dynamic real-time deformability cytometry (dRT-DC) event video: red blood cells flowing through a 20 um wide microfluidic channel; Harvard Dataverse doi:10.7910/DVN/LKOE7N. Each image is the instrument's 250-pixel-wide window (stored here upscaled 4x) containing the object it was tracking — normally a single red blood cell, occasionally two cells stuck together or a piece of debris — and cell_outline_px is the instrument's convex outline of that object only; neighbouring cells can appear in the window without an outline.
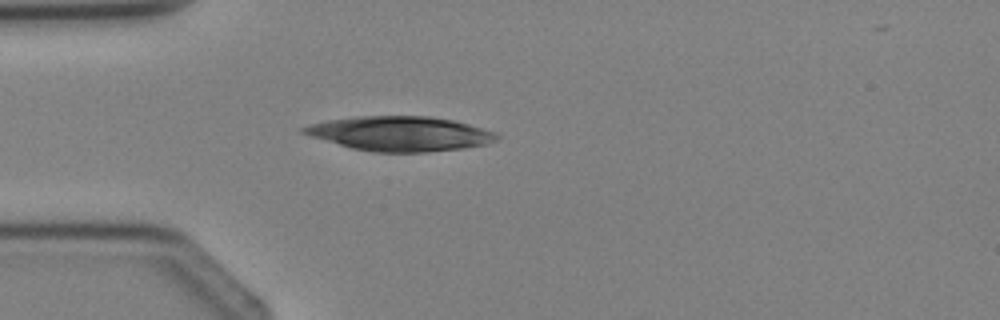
{"species": "Egyptian fruit bat (a non-hibernating species)", "species_latin": "Rousettus aegyptiacus", "temperature_condition": "cold", "stored_images_in_passage": 1, "camera_frame_rate_fps": 3000, "um_per_image_px": 0.085, "animal": {"sex": "female"}, "frame": {"image": 1, "passage_image": 1, "time_ms": 0.0, "image_size_px": [1000, 320], "cell_outline_px": [[500, 136], [496, 140], [488, 144], [464, 148], [424, 152], [376, 152], [352, 148], [312, 136], [300, 132], [296, 128], [308, 124], [328, 120], [356, 116], [432, 116], [452, 120], [468, 124], [496, 132]], "centroid_in_image_um": [34.0, 11.35], "position_along_channel_um": 51.0, "area_um2": 38.96}}